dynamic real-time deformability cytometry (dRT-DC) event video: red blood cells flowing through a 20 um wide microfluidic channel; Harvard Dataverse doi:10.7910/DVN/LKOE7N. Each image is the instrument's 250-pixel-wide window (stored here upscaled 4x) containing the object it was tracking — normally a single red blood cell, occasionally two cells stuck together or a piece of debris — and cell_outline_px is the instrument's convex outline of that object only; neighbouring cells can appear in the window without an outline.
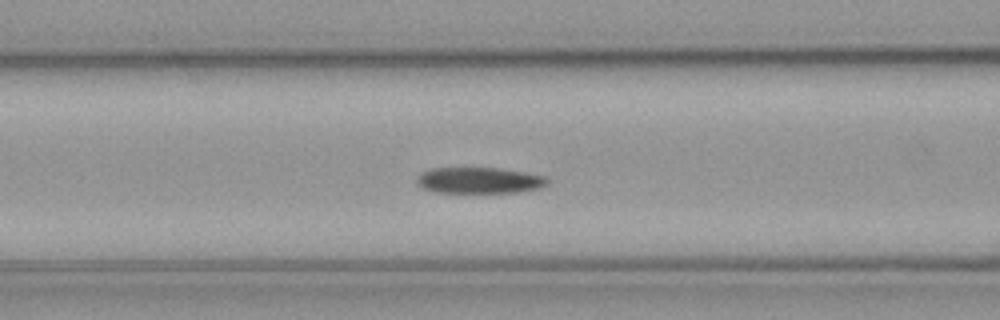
{"species": "common noctule bat (a hibernating species)", "species_latin": "Nyctalus noctula", "temperature_condition": "cold", "stored_images_in_passage": 43, "camera_frame_rate_fps": 3000, "um_per_image_px": 0.085, "animal": {"sex": "male", "body_mass_g": 23.1, "forearm_length_mm": 52.7}, "frame": {"image": 1, "passage_image": 19, "time_ms": 6.0, "image_size_px": [1000, 320], "cell_outline_px": [[548, 184], [540, 188], [516, 192], [436, 192], [424, 188], [416, 184], [416, 180], [420, 172], [432, 168], [500, 168], [548, 176]], "centroid_in_image_um": [40.75, 15.32], "position_along_channel_um": 125.9, "area_um2": 19.88}, "authors_computed_cell_mechanics": {"area_um2": 20.519, "velocity_mm_per_s": 3.5717, "shape_relaxation_time_tau1_ms": 7.6036, "shape_relaxation_time_tau2_ms": null, "deformation_change_tau1": 0.1334, "deformation_change_tau2": null}}